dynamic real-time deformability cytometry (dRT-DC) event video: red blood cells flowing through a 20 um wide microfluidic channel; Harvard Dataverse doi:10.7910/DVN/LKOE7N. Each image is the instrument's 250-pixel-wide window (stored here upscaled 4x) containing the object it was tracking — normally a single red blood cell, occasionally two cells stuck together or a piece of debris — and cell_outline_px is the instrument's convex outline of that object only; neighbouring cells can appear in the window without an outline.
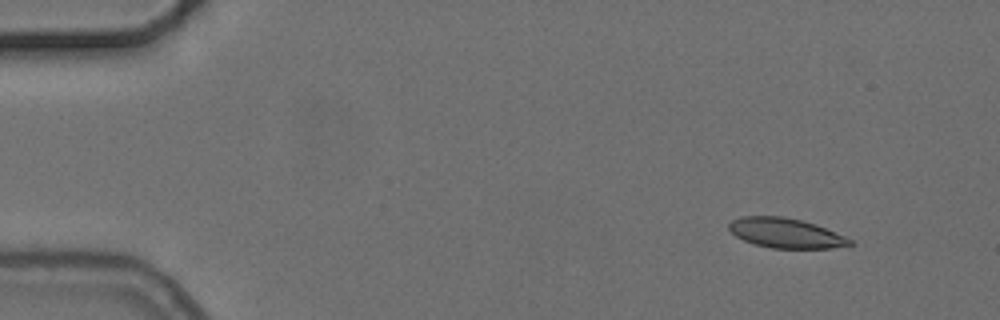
{"species": "common noctule bat (a hibernating species)", "species_latin": "Nyctalus noctula", "temperature_condition": "cold", "stored_images_in_passage": 4, "camera_frame_rate_fps": 3000, "um_per_image_px": 0.085, "animal": {"sex": "female", "body_mass_g": 24.6, "forearm_length_mm": 56.2}, "frame": {"image": 1, "passage_image": 2, "time_ms": 1.333, "image_size_px": [1000, 320], "cell_outline_px": [[856, 244], [832, 248], [772, 248], [756, 244], [744, 240], [736, 236], [728, 228], [728, 224], [732, 220], [740, 216], [784, 216], [816, 224], [844, 236], [852, 240]], "centroid_in_image_um": [66.79, 19.8], "position_along_channel_um": 18.2, "area_um2": 20.92}}